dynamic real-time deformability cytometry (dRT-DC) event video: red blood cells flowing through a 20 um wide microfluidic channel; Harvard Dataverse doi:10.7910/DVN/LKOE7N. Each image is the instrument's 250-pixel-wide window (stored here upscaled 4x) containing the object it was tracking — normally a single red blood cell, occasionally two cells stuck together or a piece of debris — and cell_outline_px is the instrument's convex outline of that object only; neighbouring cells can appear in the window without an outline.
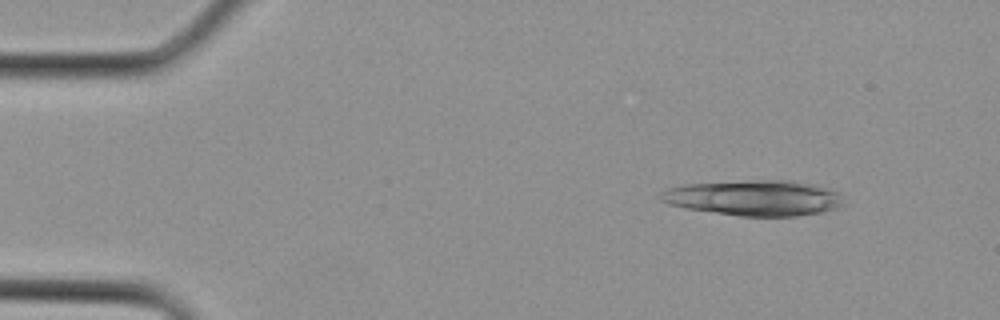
{"species": "Egyptian fruit bat (a non-hibernating species)", "species_latin": "Rousettus aegyptiacus", "temperature_condition": "cold", "stored_images_in_passage": 5, "camera_frame_rate_fps": 3000, "um_per_image_px": 0.085, "animal": {"sex": "female"}, "frame": {"image": 1, "passage_image": 5, "time_ms": 1.333, "image_size_px": [1000, 320], "cell_outline_px": [[844, 204], [840, 208], [824, 212], [796, 216], [740, 216], [684, 208], [668, 204], [660, 200], [656, 196], [660, 192], [668, 188], [684, 184], [756, 180], [788, 180], [812, 184], [828, 188], [836, 192]], "centroid_in_image_um": [64.07, 16.83], "position_along_channel_um": 20.9, "area_um2": 38.03}}